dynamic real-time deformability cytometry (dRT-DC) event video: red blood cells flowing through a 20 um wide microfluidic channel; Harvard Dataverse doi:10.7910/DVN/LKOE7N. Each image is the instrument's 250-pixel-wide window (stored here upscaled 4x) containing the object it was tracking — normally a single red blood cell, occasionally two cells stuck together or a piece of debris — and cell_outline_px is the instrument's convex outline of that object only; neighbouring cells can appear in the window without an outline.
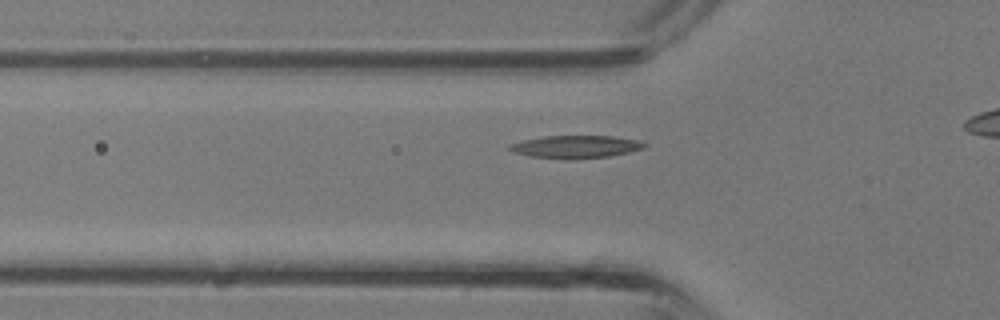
{"species": "common noctule bat (a hibernating species)", "species_latin": "Nyctalus noctula", "temperature_condition": "room temperature", "stored_images_in_passage": 21, "camera_frame_rate_fps": 3000, "um_per_image_px": 0.085, "animal": {"sex": "male", "body_mass_g": 13.3}, "frame": {"image": 1, "passage_image": 8, "time_ms": 2.333, "image_size_px": [1000, 320], "cell_outline_px": [[648, 144], [644, 148], [628, 152], [608, 156], [528, 156], [512, 152], [508, 148], [508, 144], [524, 140], [544, 136], [612, 136], [636, 140]], "centroid_in_image_um": [48.92, 12.42], "position_along_channel_um": 76.9, "area_um2": 16.7}}
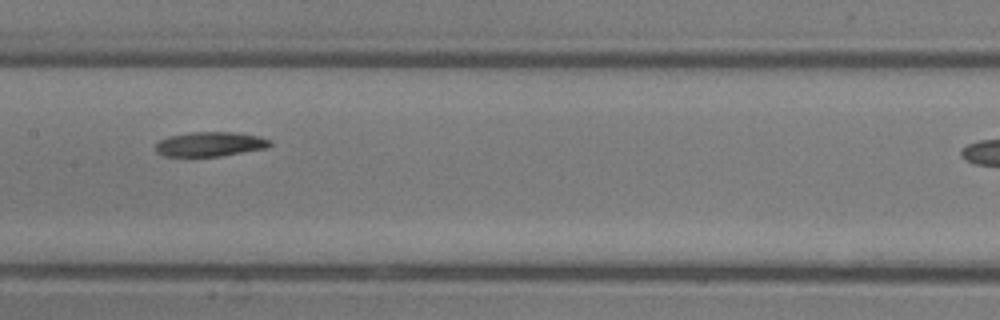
{"frame": {"image": 2, "passage_image": 14, "time_ms": 4.333, "image_size_px": [1000, 320], "cell_outline_px": [[272, 144], [268, 148], [220, 156], [164, 156], [156, 152], [156, 144], [160, 140], [168, 136], [192, 132], [232, 132], [260, 136], [272, 140]], "centroid_in_image_um": [17.89, 12.25], "position_along_channel_um": 189.5, "area_um2": 16.42}}
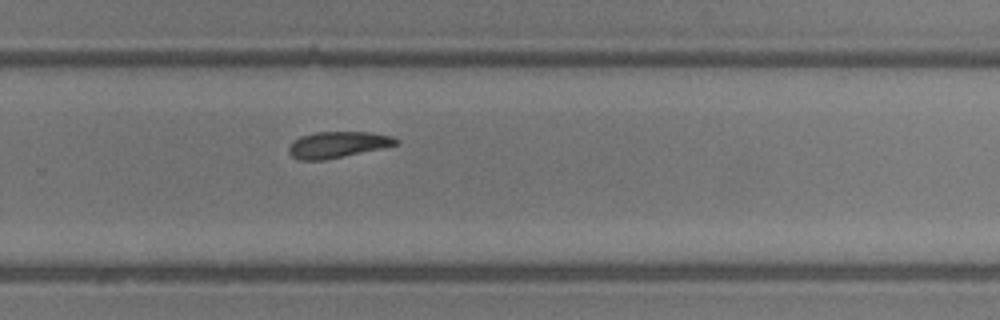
{"frame": {"image": 3, "passage_image": 20, "time_ms": 6.333, "image_size_px": [1000, 320], "cell_outline_px": [[400, 144], [384, 148], [324, 160], [300, 160], [292, 156], [288, 152], [288, 148], [300, 136], [316, 132], [368, 132], [392, 136], [400, 140]], "centroid_in_image_um": [28.75, 12.29], "position_along_channel_um": 301.0, "area_um2": 16.36}}